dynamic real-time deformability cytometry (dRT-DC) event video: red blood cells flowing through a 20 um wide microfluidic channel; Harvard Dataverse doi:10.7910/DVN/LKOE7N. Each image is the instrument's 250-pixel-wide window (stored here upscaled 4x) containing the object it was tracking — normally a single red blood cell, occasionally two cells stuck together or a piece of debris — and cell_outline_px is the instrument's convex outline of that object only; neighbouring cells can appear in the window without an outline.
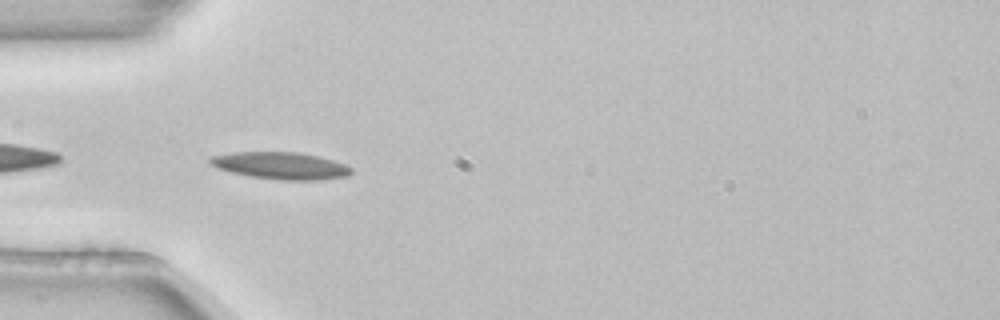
{"species": "common noctule bat (a hibernating species)", "species_latin": "Nyctalus noctula", "temperature_condition": "room temperature", "stored_images_in_passage": 4, "camera_frame_rate_fps": 3000, "um_per_image_px": 0.085, "animal": {"sex": "female", "body_mass_g": 22.7, "forearm_length_mm": 54.2}, "frame": {"image": 1, "passage_image": 3, "time_ms": 0.667, "image_size_px": [1000, 320], "cell_outline_px": [[352, 172], [348, 176], [320, 180], [280, 180], [252, 176], [232, 172], [216, 168], [208, 160], [208, 156], [232, 152], [296, 152], [316, 156], [332, 160], [344, 164], [352, 168]], "centroid_in_image_um": [23.84, 14.08], "position_along_channel_um": 61.2, "area_um2": 22.2}}